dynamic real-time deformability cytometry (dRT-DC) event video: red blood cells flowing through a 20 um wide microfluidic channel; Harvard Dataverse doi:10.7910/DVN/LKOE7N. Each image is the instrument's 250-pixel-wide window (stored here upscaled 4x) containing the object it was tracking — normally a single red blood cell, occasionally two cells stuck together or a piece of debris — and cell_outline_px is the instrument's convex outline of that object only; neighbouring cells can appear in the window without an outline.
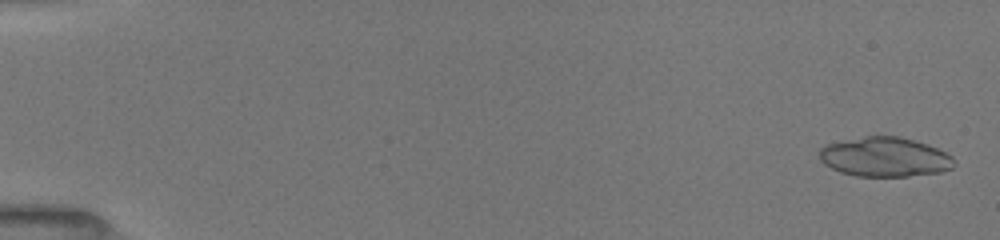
{"species": "common noctule bat (a hibernating species)", "species_latin": "Nyctalus noctula", "temperature_condition": "room temperature", "stored_images_in_passage": 27, "segment_of_instrument_passage": [1, 2], "camera_frame_rate_fps": 3000, "um_per_image_px": 0.085, "animal": {"sex": "female", "body_mass_g": 19.5, "forearm_length_mm": 54.1}, "frame": {"image": 1, "passage_image": 2, "time_ms": 0.333, "image_size_px": [1000, 240], "cell_outline_px": [[956, 164], [952, 168], [940, 172], [908, 176], [856, 176], [840, 172], [824, 164], [820, 160], [820, 148], [828, 144], [868, 136], [896, 136], [912, 140], [936, 148], [952, 156]], "centroid_in_image_um": [75.21, 13.36], "position_along_channel_um": 9.8, "area_um2": 30.58}}
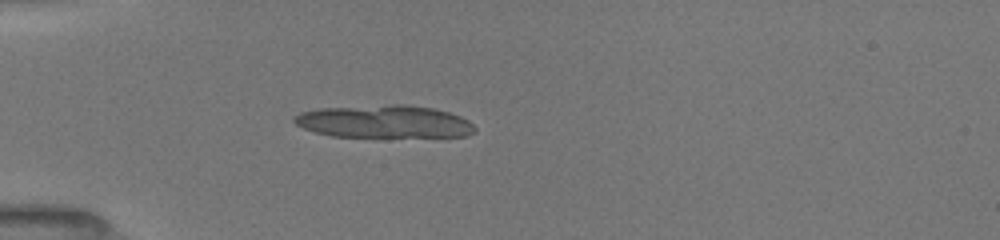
{"frame": {"image": 2, "passage_image": 16, "time_ms": 5.0, "image_size_px": [1000, 240], "cell_outline_px": [[476, 132], [468, 136], [332, 136], [316, 132], [304, 128], [296, 124], [292, 120], [300, 112], [324, 108], [396, 104], [400, 104], [432, 108], [448, 112], [460, 116], [468, 120], [476, 128]], "centroid_in_image_um": [32.69, 10.33], "position_along_channel_um": 52.3, "area_um2": 33.93}}